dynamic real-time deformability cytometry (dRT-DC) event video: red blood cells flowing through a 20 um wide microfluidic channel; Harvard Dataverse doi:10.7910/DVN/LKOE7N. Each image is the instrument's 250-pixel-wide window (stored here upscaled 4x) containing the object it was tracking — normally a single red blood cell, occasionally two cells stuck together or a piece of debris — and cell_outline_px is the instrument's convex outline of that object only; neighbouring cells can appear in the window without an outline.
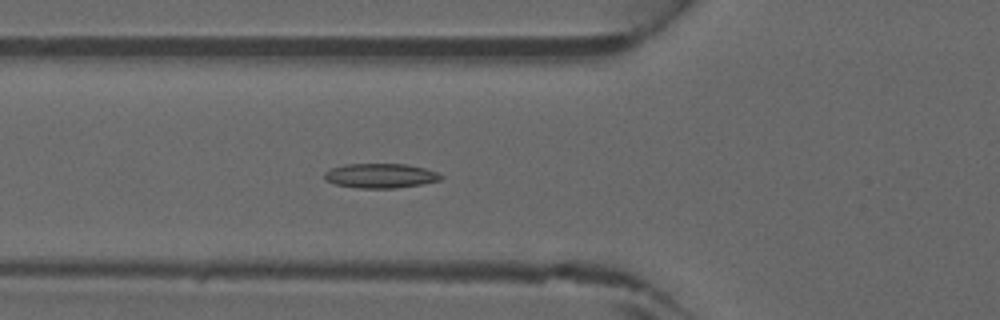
{"species": "common noctule bat (a hibernating species)", "species_latin": "Nyctalus noctula", "temperature_condition": "warm", "stored_images_in_passage": 46, "camera_frame_rate_fps": 3000, "um_per_image_px": 0.085, "animal": {"sex": "male", "forearm_length_mm": 52.5}, "frame": {"image": 1, "passage_image": 17, "time_ms": 5.333, "image_size_px": [1000, 320], "cell_outline_px": [[444, 176], [440, 180], [424, 184], [396, 188], [356, 188], [336, 184], [324, 180], [324, 172], [332, 168], [344, 164], [404, 164], [424, 168], [436, 172]], "centroid_in_image_um": [32.33, 14.94], "position_along_channel_um": 93.5, "area_um2": 16.7}}
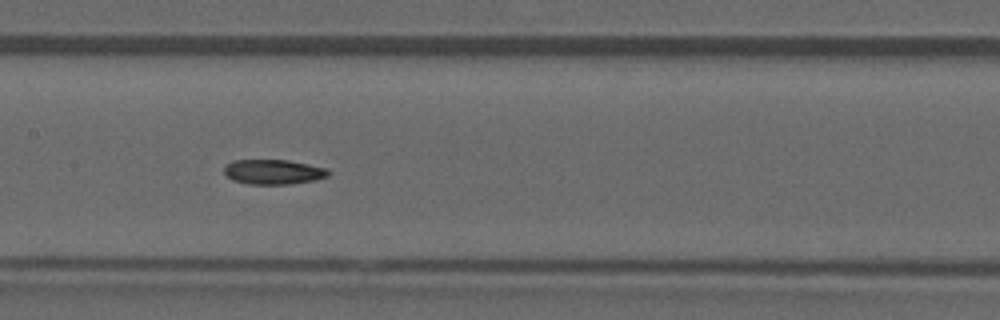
{"frame": {"image": 2, "passage_image": 23, "time_ms": 7.333, "image_size_px": [1000, 320], "cell_outline_px": [[328, 176], [312, 180], [292, 184], [248, 184], [232, 180], [224, 172], [224, 164], [232, 160], [288, 160], [328, 168]], "centroid_in_image_um": [23.19, 14.6], "position_along_channel_um": 184.2, "area_um2": 15.09}}
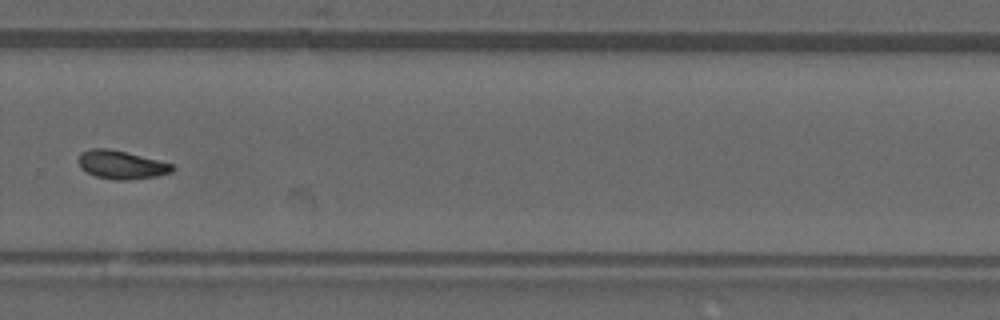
{"frame": {"image": 3, "passage_image": 32, "time_ms": 10.333, "image_size_px": [1000, 320], "cell_outline_px": [[176, 168], [172, 172], [156, 176], [124, 180], [116, 180], [96, 176], [80, 168], [76, 160], [80, 152], [92, 148], [108, 148], [172, 164]], "centroid_in_image_um": [10.26, 14.0], "position_along_channel_um": 319.5, "area_um2": 15.37}}